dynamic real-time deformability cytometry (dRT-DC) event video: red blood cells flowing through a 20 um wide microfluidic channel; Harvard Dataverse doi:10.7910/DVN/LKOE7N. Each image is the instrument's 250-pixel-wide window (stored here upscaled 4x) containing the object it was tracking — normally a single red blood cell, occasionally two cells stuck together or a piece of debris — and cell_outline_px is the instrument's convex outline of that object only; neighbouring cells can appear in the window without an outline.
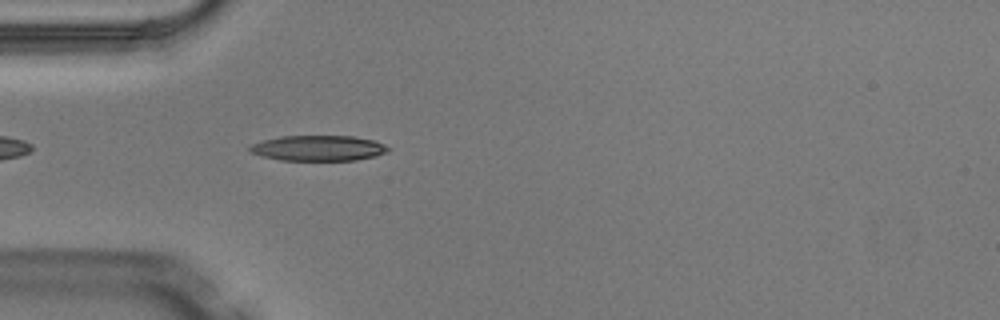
{"species": "Egyptian fruit bat (a non-hibernating species)", "species_latin": "Rousettus aegyptiacus", "temperature_condition": "warm", "stored_images_in_passage": 5, "camera_frame_rate_fps": 3000, "um_per_image_px": 0.085, "animal": {"sex": "male"}, "frame": {"image": 1, "passage_image": 5, "time_ms": 1.333, "image_size_px": [1000, 320], "cell_outline_px": [[392, 148], [388, 152], [376, 156], [356, 160], [280, 160], [260, 156], [252, 152], [248, 148], [252, 144], [264, 140], [280, 136], [352, 136], [376, 140]], "centroid_in_image_um": [27.11, 12.59], "position_along_channel_um": 57.9, "area_um2": 20.63}}